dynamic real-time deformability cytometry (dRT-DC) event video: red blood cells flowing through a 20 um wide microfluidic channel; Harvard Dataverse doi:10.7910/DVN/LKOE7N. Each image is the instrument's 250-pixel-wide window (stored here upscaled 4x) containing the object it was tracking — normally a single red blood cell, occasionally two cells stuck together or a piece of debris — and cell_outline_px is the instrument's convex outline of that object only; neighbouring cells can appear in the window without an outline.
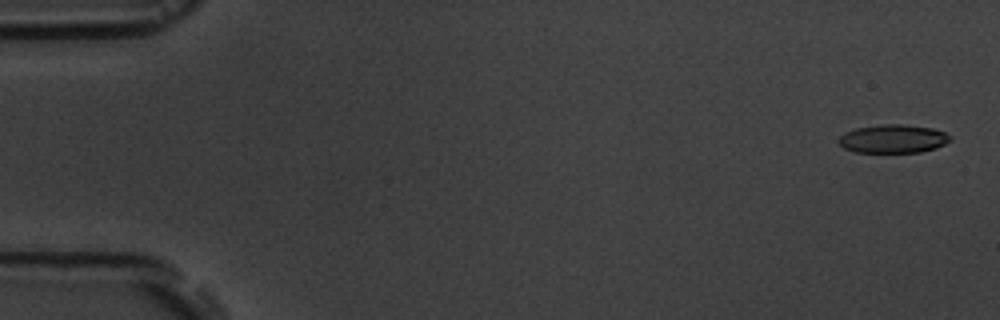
{"species": "common noctule bat (a hibernating species)", "species_latin": "Nyctalus noctula", "temperature_condition": "room temperature", "stored_images_in_passage": 6, "camera_frame_rate_fps": 3000, "um_per_image_px": 0.085, "animal": {"sex": "male", "body_mass_g": 19.5, "forearm_length_mm": 54.6}, "frame": {"image": 1, "passage_image": 1, "time_ms": 0.0, "image_size_px": [1000, 320], "cell_outline_px": [[952, 140], [936, 148], [920, 152], [852, 152], [844, 148], [840, 144], [840, 136], [844, 132], [856, 128], [884, 124], [904, 124], [932, 128], [944, 132]], "centroid_in_image_um": [75.9, 11.8], "position_along_channel_um": 9.1, "area_um2": 18.38}}